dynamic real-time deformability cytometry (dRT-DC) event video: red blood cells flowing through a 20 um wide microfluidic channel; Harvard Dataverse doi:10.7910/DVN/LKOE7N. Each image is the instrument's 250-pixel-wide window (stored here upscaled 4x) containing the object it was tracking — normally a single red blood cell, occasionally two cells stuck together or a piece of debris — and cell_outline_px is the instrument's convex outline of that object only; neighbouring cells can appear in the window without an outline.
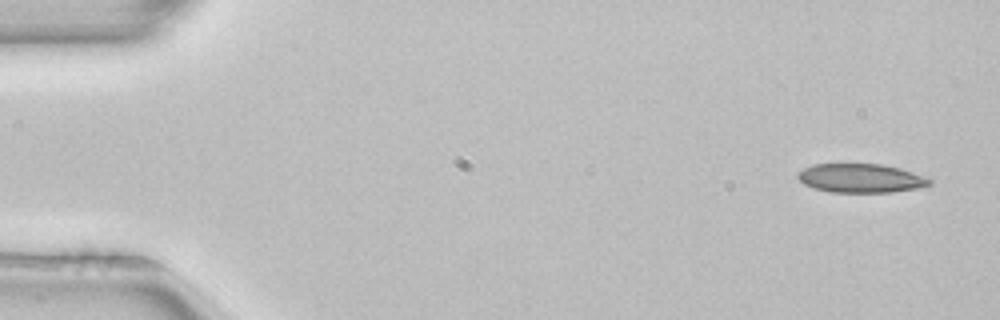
{"species": "common noctule bat (a hibernating species)", "species_latin": "Nyctalus noctula", "temperature_condition": "room temperature", "stored_images_in_passage": 3, "camera_frame_rate_fps": 3000, "um_per_image_px": 0.085, "animal": {"sex": "female", "body_mass_g": 22.7, "forearm_length_mm": 54.2}, "frame": {"image": 1, "passage_image": 1, "time_ms": 0.0, "image_size_px": [1000, 320], "cell_outline_px": [[932, 184], [916, 188], [892, 192], [828, 192], [812, 188], [804, 184], [796, 176], [804, 168], [812, 164], [884, 164], [900, 168], [932, 180]], "centroid_in_image_um": [73.13, 15.15], "position_along_channel_um": 11.9, "area_um2": 22.08}}